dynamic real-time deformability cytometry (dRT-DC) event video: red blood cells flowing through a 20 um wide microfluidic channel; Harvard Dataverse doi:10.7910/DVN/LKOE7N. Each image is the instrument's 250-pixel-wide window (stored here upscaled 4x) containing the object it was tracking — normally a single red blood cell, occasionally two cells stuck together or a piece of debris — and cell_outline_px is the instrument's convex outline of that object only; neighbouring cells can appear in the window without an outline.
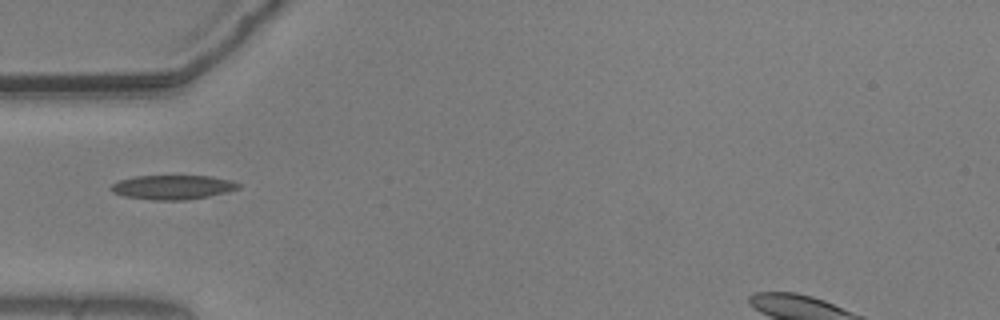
{"species": "common noctule bat (a hibernating species)", "species_latin": "Nyctalus noctula", "temperature_condition": "warm", "stored_images_in_passage": 38, "camera_frame_rate_fps": 3000, "um_per_image_px": 0.085, "animal": {"sex": "male", "body_mass_g": 20.5, "forearm_length_mm": 52.5}, "frame": {"image": 1, "passage_image": 1, "time_ms": 0.0, "image_size_px": [1000, 320], "cell_outline_px": [[240, 188], [228, 192], [208, 196], [184, 200], [156, 200], [124, 196], [112, 192], [112, 184], [120, 180], [136, 176], [212, 176], [228, 180], [240, 184]], "centroid_in_image_um": [14.7, 15.91], "position_along_channel_um": 70.3, "area_um2": 17.8}}
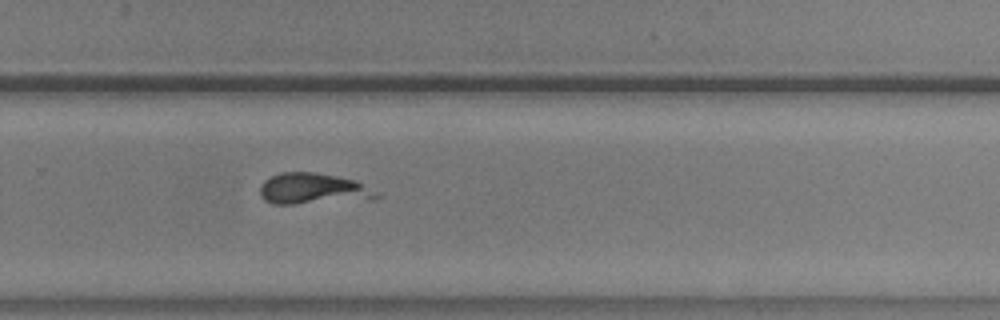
{"frame": {"image": 2, "passage_image": 20, "time_ms": 6.333, "image_size_px": [1000, 320], "cell_outline_px": [[384, 196], [380, 200], [292, 204], [272, 204], [264, 200], [260, 196], [260, 184], [264, 180], [280, 172], [316, 172], [356, 180]], "centroid_in_image_um": [26.69, 16.07], "position_along_channel_um": 303.1, "area_um2": 21.79}}
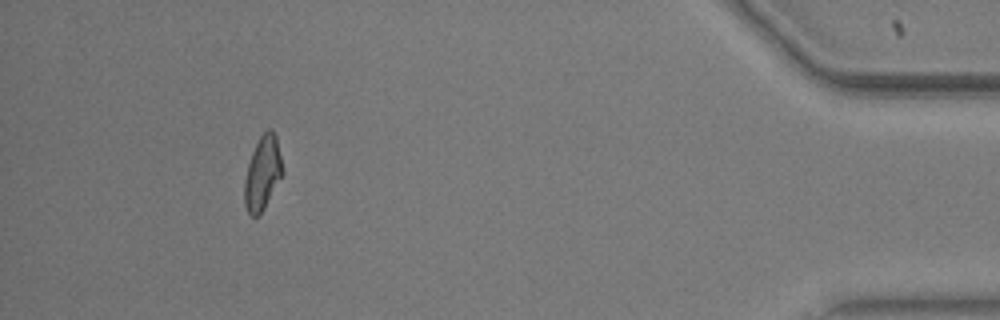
{"frame": {"image": 3, "passage_image": 34, "time_ms": 11.0, "image_size_px": [1000, 320], "cell_outline_px": [[284, 172], [264, 208], [256, 216], [252, 216], [248, 212], [244, 204], [244, 180], [248, 164], [252, 152], [260, 136], [268, 128], [272, 128], [276, 136]], "centroid_in_image_um": [22.32, 14.69], "position_along_channel_um": 412.9, "area_um2": 16.24}}